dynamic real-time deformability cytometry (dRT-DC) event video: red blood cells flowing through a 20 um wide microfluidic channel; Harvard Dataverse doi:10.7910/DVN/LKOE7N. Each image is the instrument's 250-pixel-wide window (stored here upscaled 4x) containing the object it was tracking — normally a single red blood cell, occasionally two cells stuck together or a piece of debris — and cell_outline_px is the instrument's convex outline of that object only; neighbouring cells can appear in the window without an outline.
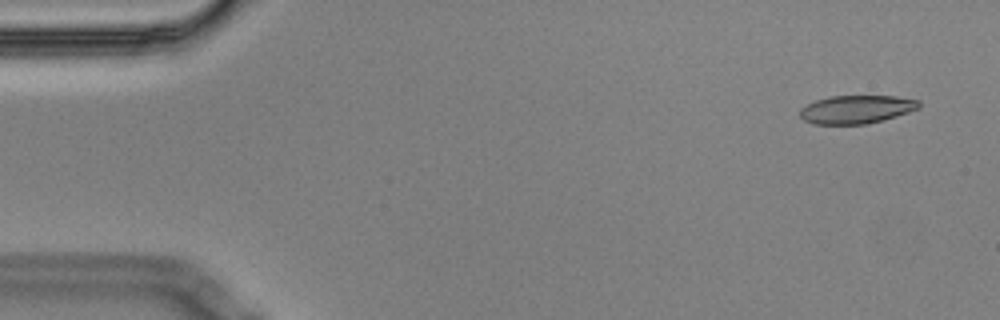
{"species": "Egyptian fruit bat (a non-hibernating species)", "species_latin": "Rousettus aegyptiacus", "temperature_condition": "cold", "stored_images_in_passage": 6, "camera_frame_rate_fps": 3000, "um_per_image_px": 0.085, "animal": {"sex": "male"}, "frame": {"image": 1, "passage_image": 1, "time_ms": 0.0, "image_size_px": [1000, 320], "cell_outline_px": [[920, 108], [884, 120], [868, 124], [812, 124], [804, 120], [800, 116], [800, 108], [816, 100], [828, 96], [896, 96], [920, 100]], "centroid_in_image_um": [72.8, 9.3], "position_along_channel_um": 12.2, "area_um2": 19.71}}
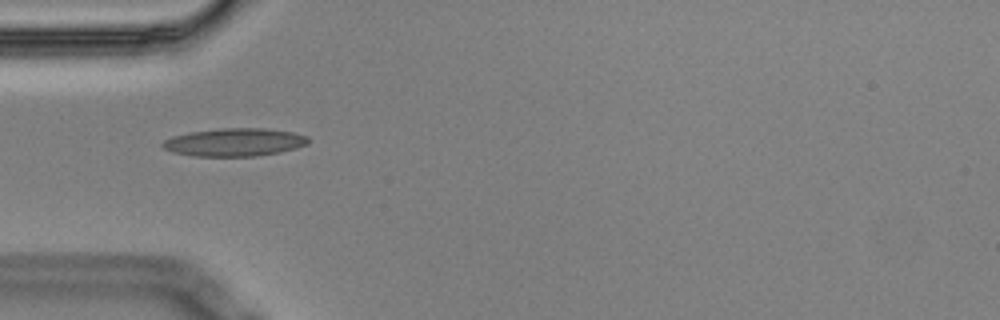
{"frame": {"image": 2, "passage_image": 5, "time_ms": 1.333, "image_size_px": [1000, 320], "cell_outline_px": [[308, 144], [296, 148], [280, 152], [256, 156], [192, 156], [172, 152], [164, 148], [160, 144], [164, 140], [172, 136], [192, 132], [220, 128], [264, 128], [292, 132], [308, 136]], "centroid_in_image_um": [19.93, 12.09], "position_along_channel_um": 65.1, "area_um2": 23.76}}
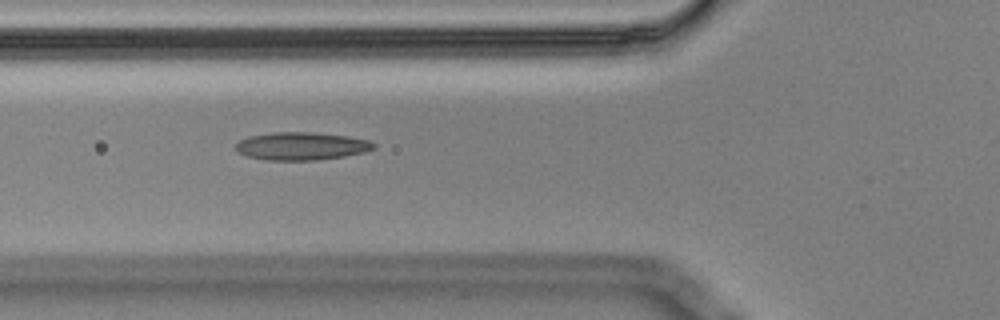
{"frame": {"image": 3, "passage_image": 6, "time_ms": 1.667, "image_size_px": [1000, 320], "cell_outline_px": [[376, 148], [364, 152], [344, 156], [312, 160], [268, 160], [248, 156], [236, 152], [236, 144], [240, 140], [248, 136], [272, 132], [312, 132], [348, 136], [368, 140], [376, 144]], "centroid_in_image_um": [25.62, 12.41], "position_along_channel_um": 100.2, "area_um2": 22.37}}